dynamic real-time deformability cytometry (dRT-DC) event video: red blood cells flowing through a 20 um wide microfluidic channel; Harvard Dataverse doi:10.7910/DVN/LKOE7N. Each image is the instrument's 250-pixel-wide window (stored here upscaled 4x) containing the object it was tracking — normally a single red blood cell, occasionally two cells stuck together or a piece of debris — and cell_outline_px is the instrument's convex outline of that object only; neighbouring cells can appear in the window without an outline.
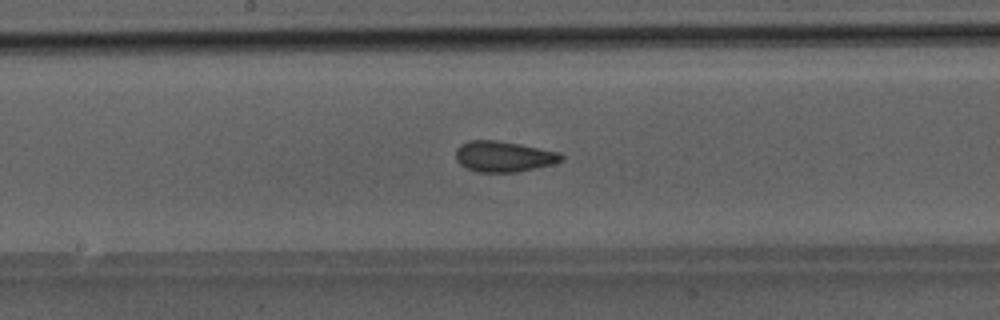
{"species": "Egyptian fruit bat (a non-hibernating species)", "species_latin": "Rousettus aegyptiacus", "temperature_condition": "room temperature", "stored_images_in_passage": 24, "camera_frame_rate_fps": 3000, "um_per_image_px": 0.085, "animal": {"sex": "male"}, "frame": {"image": 1, "passage_image": 11, "time_ms": 3.333, "image_size_px": [1000, 320], "cell_outline_px": [[564, 160], [552, 164], [516, 172], [476, 172], [460, 164], [456, 160], [456, 148], [460, 144], [468, 140], [496, 140], [520, 144], [560, 152], [564, 156]], "centroid_in_image_um": [42.8, 13.29], "position_along_channel_um": 205.4, "area_um2": 18.96}}
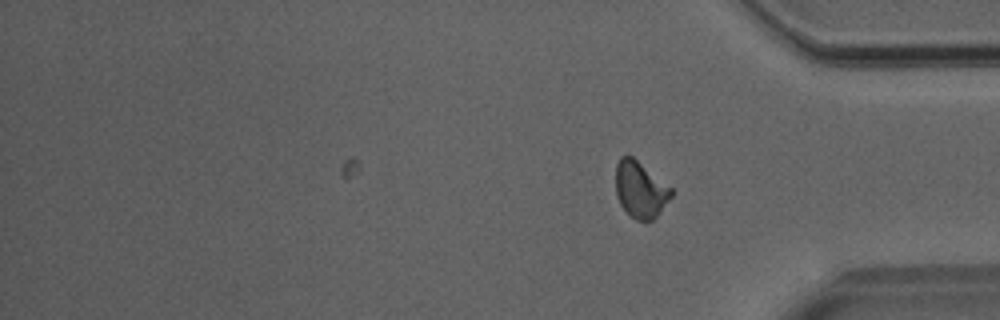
{"frame": {"image": 2, "passage_image": 24, "time_ms": 7.667, "image_size_px": [1000, 320], "cell_outline_px": [[672, 196], [656, 216], [652, 220], [636, 220], [620, 204], [616, 192], [616, 164], [620, 156], [632, 156], [672, 188]], "centroid_in_image_um": [54.42, 16.09], "position_along_channel_um": 380.8, "area_um2": 17.92}}